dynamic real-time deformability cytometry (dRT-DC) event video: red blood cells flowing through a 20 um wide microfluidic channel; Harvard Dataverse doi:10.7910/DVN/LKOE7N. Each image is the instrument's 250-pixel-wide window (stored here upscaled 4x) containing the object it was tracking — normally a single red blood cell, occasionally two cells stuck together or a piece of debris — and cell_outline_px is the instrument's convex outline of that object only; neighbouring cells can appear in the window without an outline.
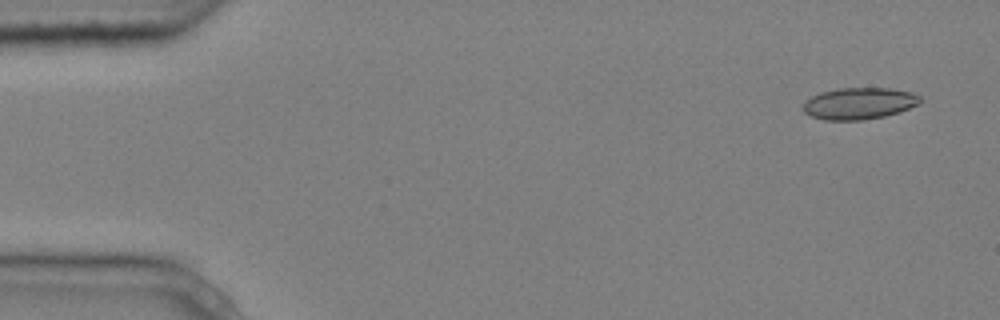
{"species": "common noctule bat (a hibernating species)", "species_latin": "Nyctalus noctula", "temperature_condition": "cold", "stored_images_in_passage": 8, "camera_frame_rate_fps": 3000, "um_per_image_px": 0.085, "animal": {"sex": "male", "body_mass_g": 20.4}, "frame": {"image": 1, "passage_image": 1, "time_ms": 0.0, "image_size_px": [1000, 320], "cell_outline_px": [[920, 104], [900, 112], [884, 116], [864, 120], [824, 120], [812, 116], [804, 112], [804, 104], [812, 96], [820, 92], [836, 88], [892, 88], [912, 92], [920, 96]], "centroid_in_image_um": [73.06, 8.79], "position_along_channel_um": 11.9, "area_um2": 21.68}}
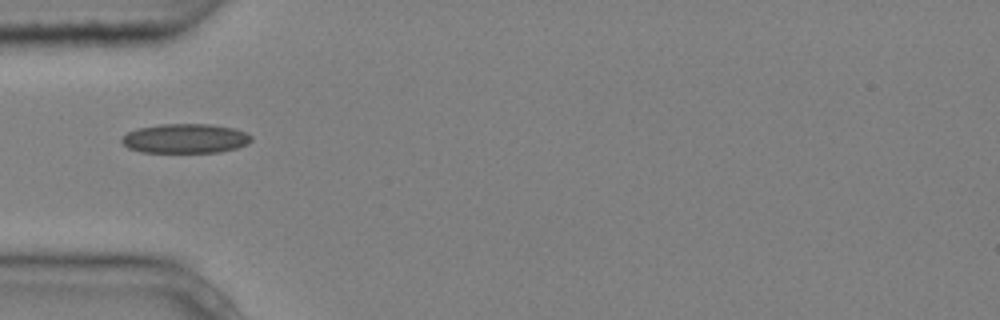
{"frame": {"image": 2, "passage_image": 5, "time_ms": 1.333, "image_size_px": [1000, 320], "cell_outline_px": [[252, 140], [248, 144], [236, 148], [220, 152], [140, 152], [128, 148], [120, 140], [128, 132], [140, 128], [160, 124], [212, 124], [236, 128], [252, 136]], "centroid_in_image_um": [15.78, 11.77], "position_along_channel_um": 69.2, "area_um2": 22.25}}
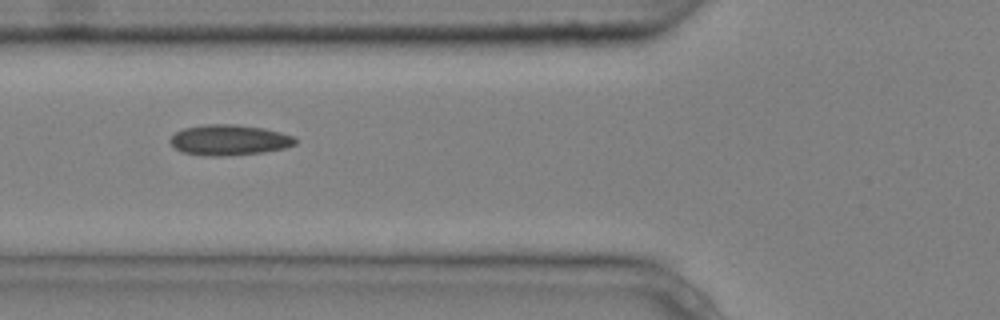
{"frame": {"image": 3, "passage_image": 6, "time_ms": 1.667, "image_size_px": [1000, 320], "cell_outline_px": [[296, 144], [284, 148], [264, 152], [224, 156], [204, 156], [180, 152], [168, 140], [176, 132], [184, 128], [208, 124], [236, 124], [264, 128], [296, 136]], "centroid_in_image_um": [19.49, 11.9], "position_along_channel_um": 106.3, "area_um2": 22.43}}